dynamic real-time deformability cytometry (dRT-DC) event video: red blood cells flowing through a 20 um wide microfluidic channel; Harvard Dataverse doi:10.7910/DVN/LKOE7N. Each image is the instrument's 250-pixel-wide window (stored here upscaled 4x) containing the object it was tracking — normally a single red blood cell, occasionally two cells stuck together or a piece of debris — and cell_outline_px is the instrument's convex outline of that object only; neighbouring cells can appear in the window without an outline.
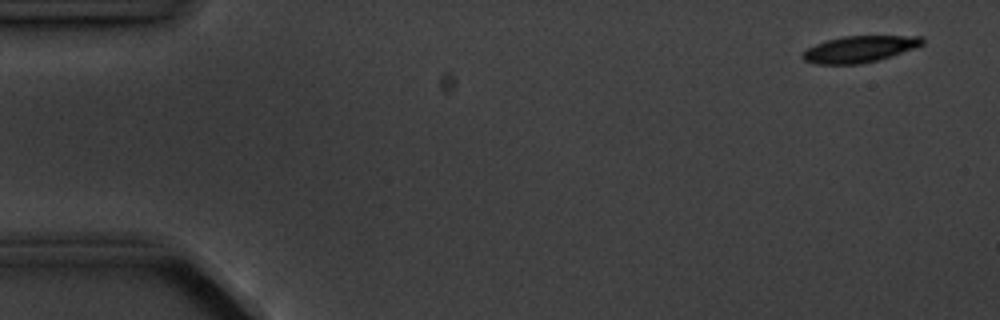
{"species": "common noctule bat (a hibernating species)", "species_latin": "Nyctalus noctula", "temperature_condition": "cold", "stored_images_in_passage": 2, "camera_frame_rate_fps": 3000, "um_per_image_px": 0.085, "animal": {"sex": "male", "body_mass_g": 20.1, "forearm_length_mm": 53.5}, "frame": {"image": 1, "passage_image": 2, "time_ms": 1.333, "image_size_px": [1000, 320], "cell_outline_px": [[924, 44], [892, 56], [876, 60], [856, 64], [816, 64], [804, 60], [800, 56], [808, 48], [816, 44], [828, 40], [844, 36], [924, 36]], "centroid_in_image_um": [73.07, 4.17], "position_along_channel_um": 11.9, "area_um2": 18.26}}